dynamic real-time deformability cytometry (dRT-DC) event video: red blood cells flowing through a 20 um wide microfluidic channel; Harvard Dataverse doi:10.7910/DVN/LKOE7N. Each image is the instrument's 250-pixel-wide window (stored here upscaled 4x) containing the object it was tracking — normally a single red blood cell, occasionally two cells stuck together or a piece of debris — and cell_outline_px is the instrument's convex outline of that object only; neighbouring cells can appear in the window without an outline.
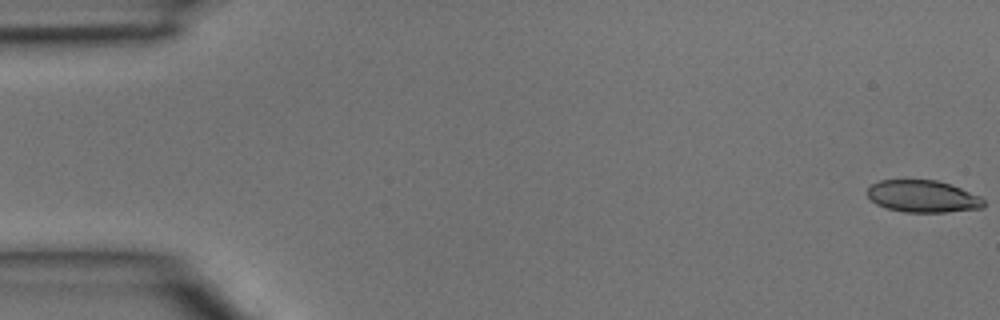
{"species": "common noctule bat (a hibernating species)", "species_latin": "Nyctalus noctula", "temperature_condition": "room temperature", "stored_images_in_passage": 4, "camera_frame_rate_fps": 3000, "um_per_image_px": 0.085, "animal": {"sex": "male", "body_mass_g": 15.6}, "frame": {"image": 1, "passage_image": 1, "time_ms": 0.0, "image_size_px": [1000, 320], "cell_outline_px": [[984, 208], [944, 212], [904, 212], [888, 208], [876, 204], [868, 196], [868, 188], [872, 184], [880, 180], [936, 180], [960, 188], [980, 196], [984, 200]], "centroid_in_image_um": [78.45, 16.69], "position_along_channel_um": 6.6, "area_um2": 21.56}}
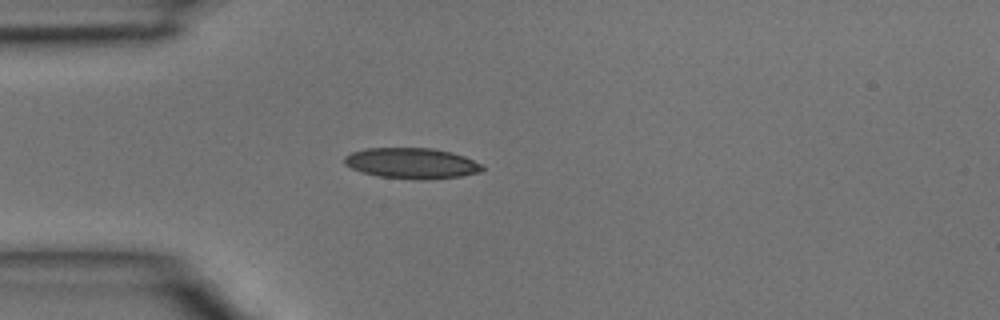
{"frame": {"image": 2, "passage_image": 4, "time_ms": 1.0, "image_size_px": [1000, 320], "cell_outline_px": [[484, 168], [480, 172], [460, 176], [424, 180], [420, 180], [380, 176], [364, 172], [352, 168], [344, 164], [344, 156], [352, 152], [364, 148], [432, 148], [452, 152], [464, 156], [484, 164]], "centroid_in_image_um": [35.03, 13.87], "position_along_channel_um": 50.0, "area_um2": 24.68}}